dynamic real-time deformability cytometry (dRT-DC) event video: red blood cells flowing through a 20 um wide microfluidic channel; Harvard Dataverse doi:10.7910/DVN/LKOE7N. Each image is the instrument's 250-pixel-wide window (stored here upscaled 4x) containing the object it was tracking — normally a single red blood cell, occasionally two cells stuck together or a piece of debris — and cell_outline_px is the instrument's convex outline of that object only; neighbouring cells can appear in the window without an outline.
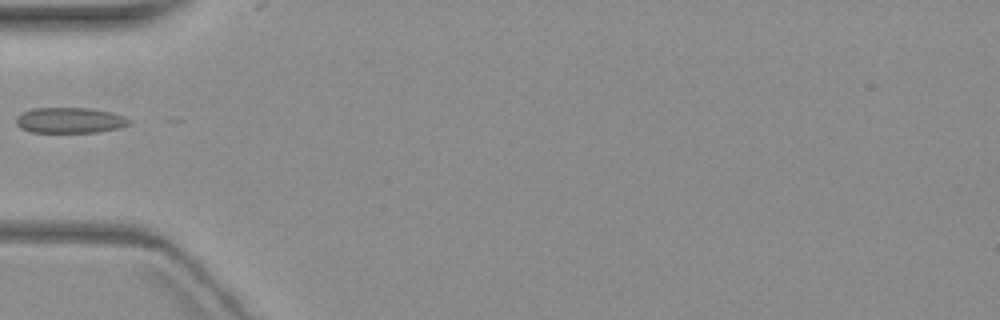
{"species": "common noctule bat (a hibernating species)", "species_latin": "Nyctalus noctula", "temperature_condition": "warm", "stored_images_in_passage": 5, "camera_frame_rate_fps": 3000, "um_per_image_px": 0.085, "animal": {"sex": "female", "body_mass_g": 19.3, "forearm_length_mm": 54.1}, "frame": {"image": 1, "passage_image": 4, "time_ms": 3.667, "image_size_px": [1000, 320], "cell_outline_px": [[132, 120], [128, 124], [120, 128], [96, 132], [32, 132], [20, 128], [16, 124], [16, 116], [32, 108], [92, 108], [112, 112], [124, 116]], "centroid_in_image_um": [5.95, 10.22], "position_along_channel_um": 79.1, "area_um2": 16.94}}
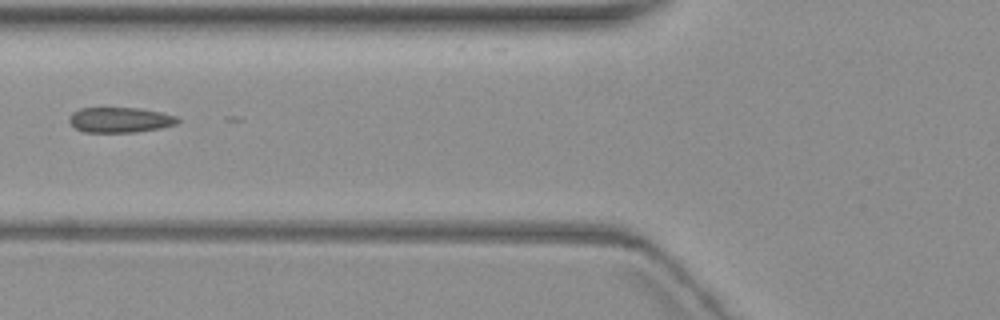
{"frame": {"image": 2, "passage_image": 5, "time_ms": 4.667, "image_size_px": [1000, 320], "cell_outline_px": [[180, 120], [176, 124], [160, 128], [136, 132], [84, 132], [76, 128], [68, 120], [68, 116], [72, 112], [80, 108], [140, 108], [160, 112], [176, 116]], "centroid_in_image_um": [10.18, 10.19], "position_along_channel_um": 115.6, "area_um2": 15.95}}